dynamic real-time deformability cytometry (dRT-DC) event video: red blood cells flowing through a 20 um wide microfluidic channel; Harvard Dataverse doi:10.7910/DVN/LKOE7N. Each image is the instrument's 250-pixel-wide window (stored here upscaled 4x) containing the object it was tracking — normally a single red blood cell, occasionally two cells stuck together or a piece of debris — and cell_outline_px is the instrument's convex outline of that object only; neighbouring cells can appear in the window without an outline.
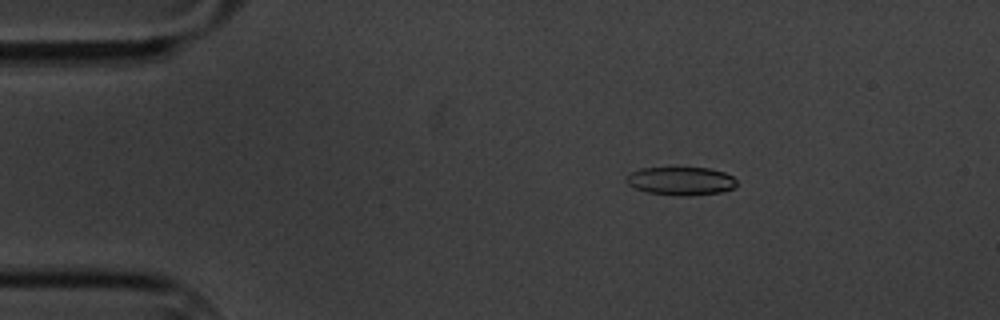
{"species": "common noctule bat (a hibernating species)", "species_latin": "Nyctalus noctula", "temperature_condition": "cold", "stored_images_in_passage": 58, "camera_frame_rate_fps": 3000, "um_per_image_px": 0.085, "animal": {"sex": "male", "body_mass_g": 20.1, "forearm_length_mm": 53.5}, "frame": {"image": 1, "passage_image": 9, "time_ms": 2.667, "image_size_px": [1000, 320], "cell_outline_px": [[736, 184], [732, 188], [724, 192], [688, 196], [680, 196], [648, 192], [636, 188], [628, 184], [628, 176], [632, 172], [640, 168], [708, 168], [724, 172], [732, 176], [736, 180]], "centroid_in_image_um": [57.92, 15.39], "position_along_channel_um": 27.1, "area_um2": 17.98}}
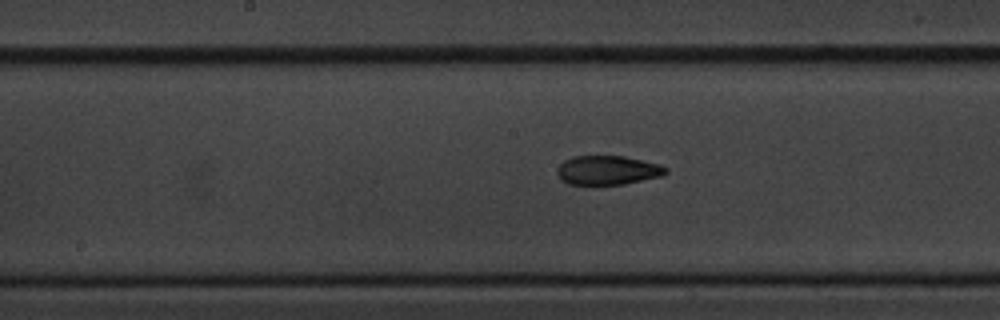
{"frame": {"image": 2, "passage_image": 29, "time_ms": 9.333, "image_size_px": [1000, 320], "cell_outline_px": [[668, 172], [664, 176], [624, 184], [568, 184], [560, 180], [556, 172], [556, 168], [564, 160], [572, 156], [624, 156], [660, 164], [668, 168]], "centroid_in_image_um": [51.66, 14.47], "position_along_channel_um": 196.5, "area_um2": 18.67}}
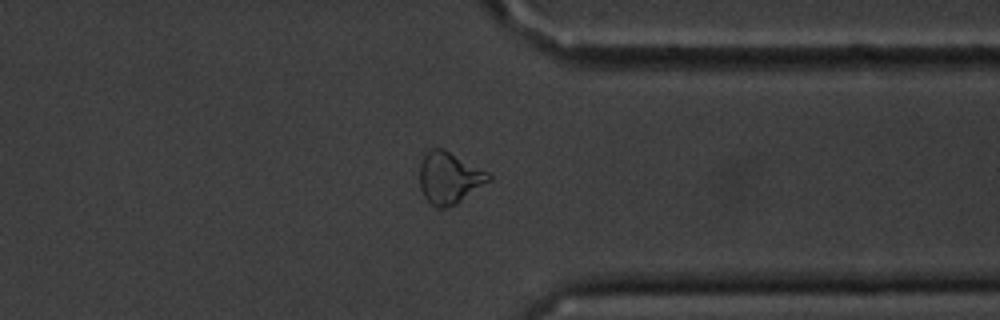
{"frame": {"image": 3, "passage_image": 45, "time_ms": 14.667, "image_size_px": [1000, 320], "cell_outline_px": [[492, 180], [456, 204], [444, 208], [436, 208], [424, 196], [420, 188], [420, 164], [424, 156], [432, 148], [440, 148], [488, 172], [492, 176]], "centroid_in_image_um": [38.19, 15.15], "position_along_channel_um": 373.2, "area_um2": 20.4}, "authors_computed_cell_mechanics": {"area_um2": 18.785, "velocity_mm_per_s": 3.3745, "shape_relaxation_time_tau1_ms": 5.5376, "shape_relaxation_time_tau2_ms": 2.6125, "deformation_change_tau1": 0.1716, "deformation_change_tau2": 0.0951}}